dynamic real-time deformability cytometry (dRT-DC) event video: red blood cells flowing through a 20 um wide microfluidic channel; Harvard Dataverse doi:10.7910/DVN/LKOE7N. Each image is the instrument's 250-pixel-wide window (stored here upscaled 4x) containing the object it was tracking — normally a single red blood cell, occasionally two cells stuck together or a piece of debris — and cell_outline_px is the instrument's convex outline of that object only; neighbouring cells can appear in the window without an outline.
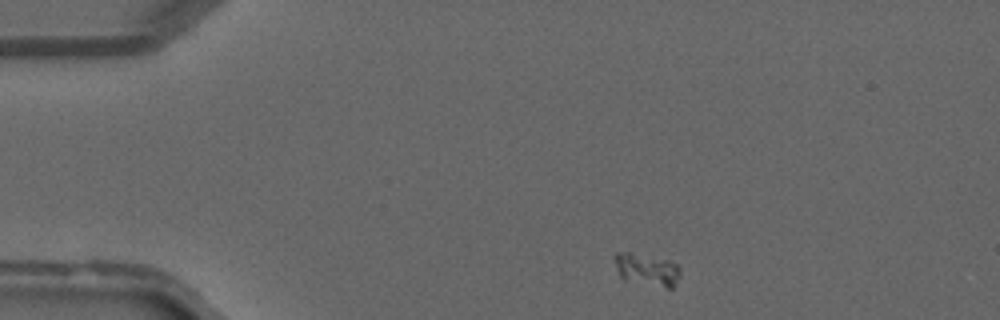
{"species": "common noctule bat (a hibernating species)", "species_latin": "Nyctalus noctula", "temperature_condition": "warm", "stored_images_in_passage": 35, "camera_frame_rate_fps": 3000, "um_per_image_px": 0.085, "animal": {"sex": "male", "forearm_length_mm": 52.5}, "frame": {"image": 1, "passage_image": 1, "time_ms": 0.0, "image_size_px": [1000, 320], "cell_outline_px": [[680, 276], [672, 288], [668, 288], [624, 280], [620, 276], [616, 268], [612, 256], [616, 252], [628, 252], [668, 260], [676, 264], [680, 268]], "centroid_in_image_um": [54.95, 22.91], "position_along_channel_um": 30.0, "area_um2": 12.37}}
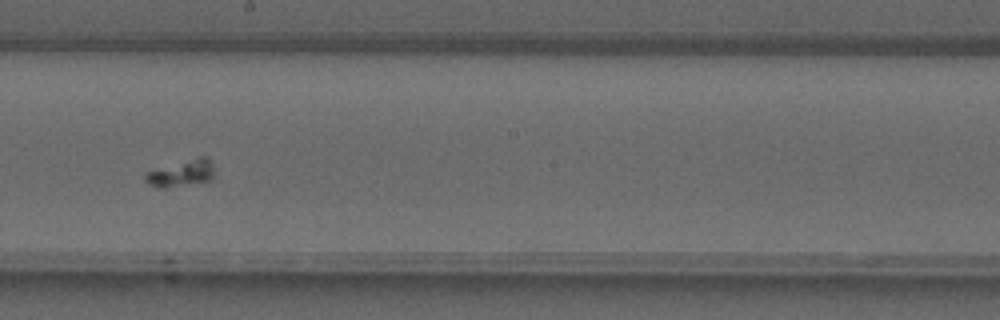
{"frame": {"image": 2, "passage_image": 17, "time_ms": 5.333, "image_size_px": [1000, 320], "cell_outline_px": [[212, 180], [164, 188], [156, 188], [148, 184], [144, 180], [144, 172], [200, 156], [208, 156], [212, 168]], "centroid_in_image_um": [15.35, 14.73], "position_along_channel_um": 232.8, "area_um2": 10.64}}
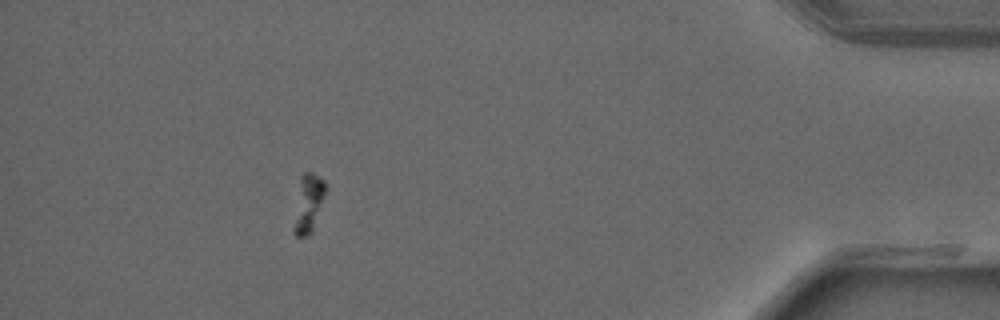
{"frame": {"image": 3, "passage_image": 31, "time_ms": 10.0, "image_size_px": [1000, 320], "cell_outline_px": [[328, 188], [312, 232], [304, 236], [296, 236], [292, 232], [292, 228], [300, 176], [304, 172], [312, 172], [324, 180]], "centroid_in_image_um": [26.21, 17.27], "position_along_channel_um": 409.0, "area_um2": 10.98}}